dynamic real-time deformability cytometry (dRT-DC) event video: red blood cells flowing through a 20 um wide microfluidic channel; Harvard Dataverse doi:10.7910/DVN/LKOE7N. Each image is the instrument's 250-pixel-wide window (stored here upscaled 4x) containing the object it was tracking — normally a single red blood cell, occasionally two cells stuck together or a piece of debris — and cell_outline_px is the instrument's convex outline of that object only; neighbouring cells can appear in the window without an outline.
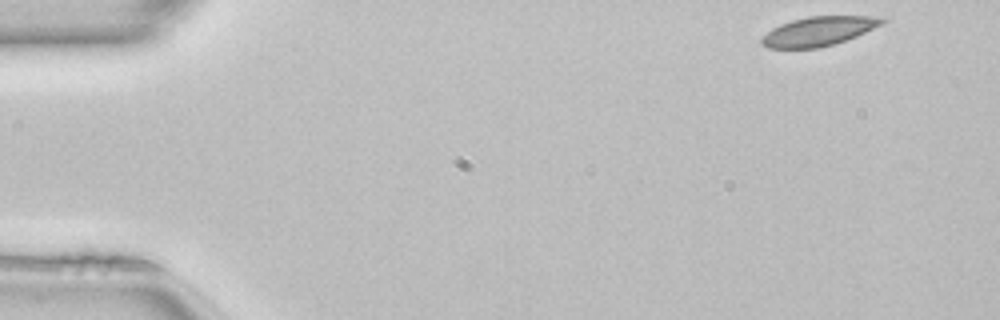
{"species": "common noctule bat (a hibernating species)", "species_latin": "Nyctalus noctula", "temperature_condition": "room temperature", "stored_images_in_passage": 47, "camera_frame_rate_fps": 3000, "um_per_image_px": 0.085, "animal": {"sex": "female", "body_mass_g": 22.7, "forearm_length_mm": 54.2}, "frame": {"image": 1, "passage_image": 1, "time_ms": 0.0, "image_size_px": [1000, 320], "cell_outline_px": [[888, 20], [884, 24], [856, 36], [820, 48], [768, 48], [760, 44], [760, 40], [772, 28], [780, 24], [792, 20], [808, 16], [872, 16]], "centroid_in_image_um": [69.57, 2.65], "position_along_channel_um": 15.4, "area_um2": 20.4}}
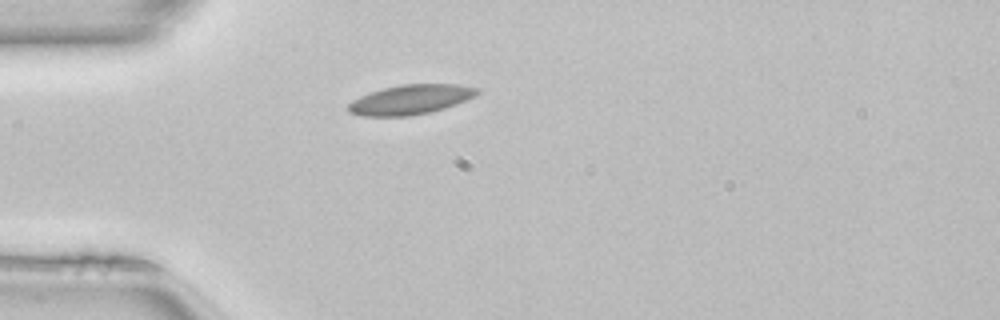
{"frame": {"image": 2, "passage_image": 11, "time_ms": 3.333, "image_size_px": [1000, 320], "cell_outline_px": [[480, 92], [476, 96], [456, 104], [444, 108], [428, 112], [408, 116], [360, 116], [348, 112], [348, 104], [352, 100], [360, 96], [384, 88], [400, 84], [456, 84], [480, 88]], "centroid_in_image_um": [34.9, 8.46], "position_along_channel_um": 50.1, "area_um2": 22.25}}
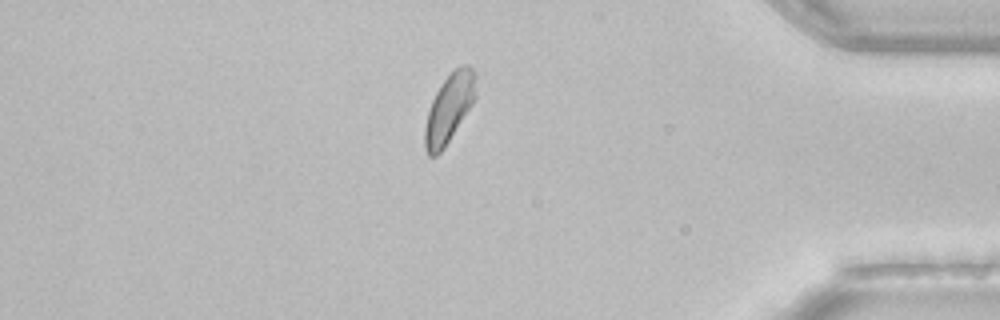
{"frame": {"image": 3, "passage_image": 40, "time_ms": 13.0, "image_size_px": [1000, 320], "cell_outline_px": [[476, 96], [472, 104], [444, 148], [436, 156], [428, 156], [424, 148], [424, 128], [428, 112], [432, 100], [436, 92], [444, 80], [460, 64], [468, 64], [472, 68], [476, 76]], "centroid_in_image_um": [38.17, 9.2], "position_along_channel_um": 397.0, "area_um2": 20.29}, "authors_computed_cell_mechanics": {"area_um2": 20.4612, "velocity_mm_per_s": 4.0768, "shape_relaxation_time_tau1_ms": 7.6145, "shape_relaxation_time_tau2_ms": 5.7079, "deformation_change_tau1": 0.1121, "deformation_change_tau2": 0.0761}}